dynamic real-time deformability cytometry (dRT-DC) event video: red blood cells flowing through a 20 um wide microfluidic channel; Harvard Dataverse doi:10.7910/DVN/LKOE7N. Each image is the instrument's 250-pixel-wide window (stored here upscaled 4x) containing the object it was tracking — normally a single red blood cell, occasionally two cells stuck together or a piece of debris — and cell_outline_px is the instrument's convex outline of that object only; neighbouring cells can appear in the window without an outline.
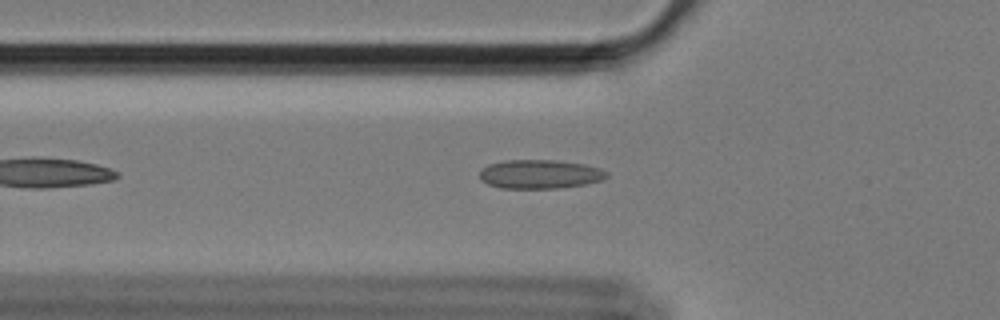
{"species": "Egyptian fruit bat (a non-hibernating species)", "species_latin": "Rousettus aegyptiacus", "temperature_condition": "cold", "stored_images_in_passage": 39, "camera_frame_rate_fps": 3000, "um_per_image_px": 0.085, "animal": {"sex": "female"}, "frame": {"image": 1, "passage_image": 8, "time_ms": 2.333, "image_size_px": [1000, 320], "cell_outline_px": [[608, 176], [600, 180], [584, 184], [560, 188], [500, 188], [488, 184], [480, 180], [480, 172], [488, 164], [504, 160], [556, 160], [584, 164], [600, 168], [608, 172]], "centroid_in_image_um": [45.88, 14.8], "position_along_channel_um": 79.9, "area_um2": 21.39}}
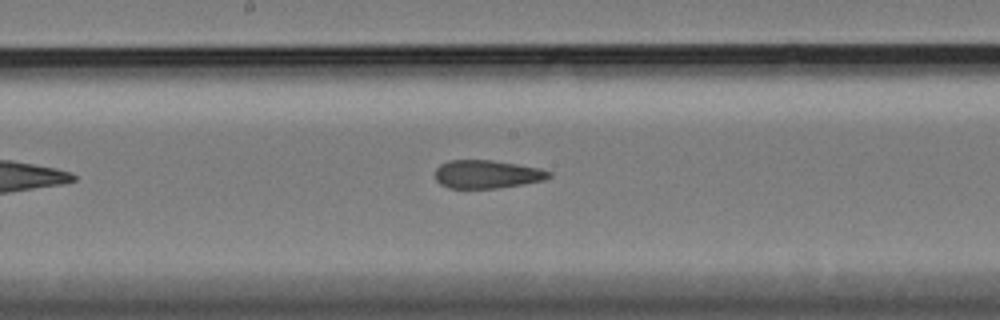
{"frame": {"image": 2, "passage_image": 19, "time_ms": 6.0, "image_size_px": [1000, 320], "cell_outline_px": [[552, 176], [544, 180], [524, 184], [496, 188], [448, 188], [440, 184], [436, 180], [436, 168], [440, 164], [448, 160], [492, 160], [540, 168], [552, 172]], "centroid_in_image_um": [41.4, 14.81], "position_along_channel_um": 206.8, "area_um2": 18.79}}
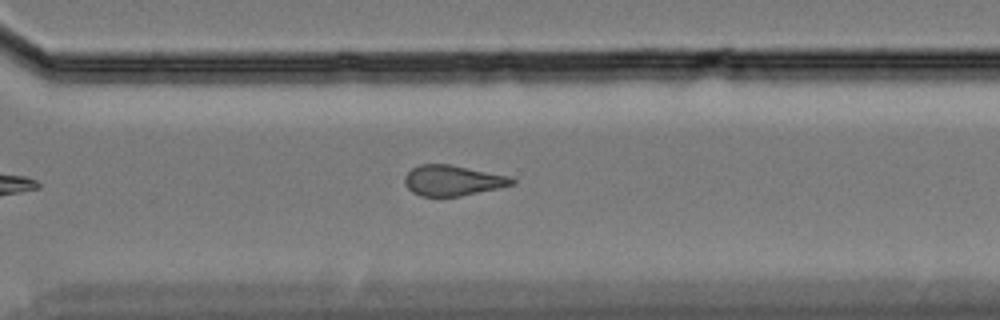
{"frame": {"image": 3, "passage_image": 30, "time_ms": 9.667, "image_size_px": [1000, 320], "cell_outline_px": [[516, 184], [500, 188], [460, 196], [420, 196], [412, 192], [404, 184], [404, 176], [412, 168], [420, 164], [448, 164], [508, 176], [516, 180]], "centroid_in_image_um": [38.46, 15.35], "position_along_channel_um": 332.1, "area_um2": 19.02}, "authors_computed_cell_mechanics": {"area_um2": 19.5364, "velocity_mm_per_s": 3.4319, "shape_relaxation_time_tau1_ms": null, "shape_relaxation_time_tau2_ms": 2.7871, "deformation_change_tau1": null, "deformation_change_tau2": 0.0842}}